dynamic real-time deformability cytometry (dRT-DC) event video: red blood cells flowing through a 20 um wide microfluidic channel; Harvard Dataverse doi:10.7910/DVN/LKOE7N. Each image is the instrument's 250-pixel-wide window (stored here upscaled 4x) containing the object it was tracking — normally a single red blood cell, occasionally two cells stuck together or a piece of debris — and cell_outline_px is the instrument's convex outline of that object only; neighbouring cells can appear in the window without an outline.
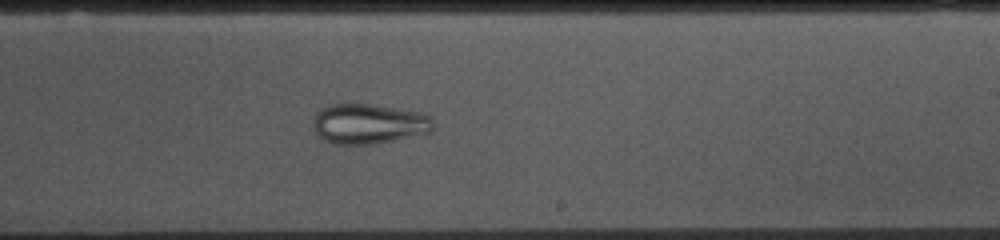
{"species": "common noctule bat (a hibernating species)", "species_latin": "Nyctalus noctula", "temperature_condition": "cold", "stored_images_in_passage": 54, "camera_frame_rate_fps": 3000, "um_per_image_px": 0.085, "animal": {"sex": "female", "body_mass_g": 10.0, "forearm_length_mm": 53.1}, "frame": {"image": 1, "passage_image": 31, "time_ms": 10.0, "image_size_px": [1000, 240], "cell_outline_px": [[432, 132], [372, 144], [332, 144], [316, 136], [312, 124], [316, 112], [320, 108], [328, 104], [368, 104], [420, 112], [432, 116]], "centroid_in_image_um": [31.28, 10.52], "position_along_channel_um": 257.7, "area_um2": 28.15}}
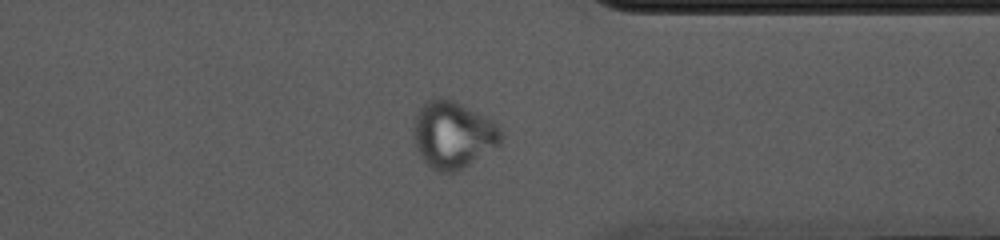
{"frame": {"image": 2, "passage_image": 41, "time_ms": 13.333, "image_size_px": [1000, 240], "cell_outline_px": [[504, 140], [500, 144], [464, 168], [456, 172], [436, 172], [424, 164], [416, 148], [412, 136], [412, 128], [416, 116], [420, 108], [428, 100], [436, 96], [444, 96], [492, 120], [504, 132]], "centroid_in_image_um": [38.48, 11.47], "position_along_channel_um": 372.9, "area_um2": 34.68}}
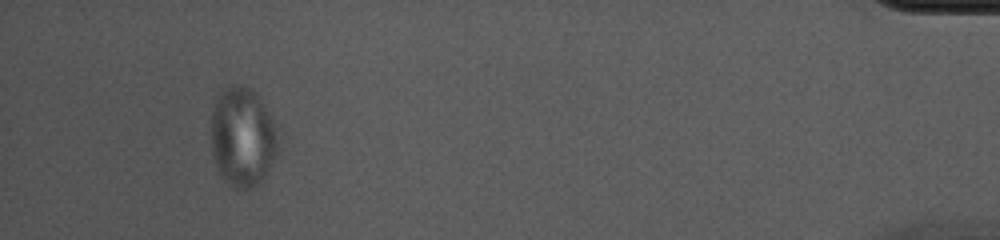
{"frame": {"image": 3, "passage_image": 50, "time_ms": 16.333, "image_size_px": [1000, 240], "cell_outline_px": [[276, 152], [260, 184], [256, 188], [248, 192], [236, 188], [228, 184], [220, 176], [212, 156], [212, 108], [216, 96], [220, 92], [232, 84], [244, 84], [252, 88], [256, 92], [272, 124], [276, 136]], "centroid_in_image_um": [20.55, 11.68], "position_along_channel_um": 414.6, "area_um2": 38.61}}